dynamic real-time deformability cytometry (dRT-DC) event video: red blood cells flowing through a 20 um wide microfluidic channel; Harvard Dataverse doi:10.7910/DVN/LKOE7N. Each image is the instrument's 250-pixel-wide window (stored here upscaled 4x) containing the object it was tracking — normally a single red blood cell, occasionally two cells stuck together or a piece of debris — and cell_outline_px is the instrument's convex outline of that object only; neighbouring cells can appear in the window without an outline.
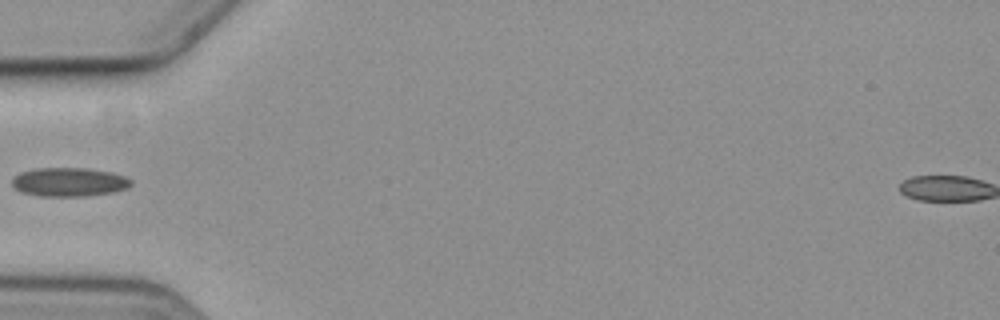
{"species": "common noctule bat (a hibernating species)", "species_latin": "Nyctalus noctula", "temperature_condition": "cold", "stored_images_in_passage": 5, "camera_frame_rate_fps": 3000, "um_per_image_px": 0.085, "animal": {"sex": "female", "body_mass_g": 19.3, "forearm_length_mm": 54.1}, "frame": {"image": 1, "passage_image": 5, "time_ms": 6.0, "image_size_px": [1000, 320], "cell_outline_px": [[132, 184], [128, 188], [112, 192], [88, 196], [40, 196], [20, 192], [12, 184], [12, 180], [20, 172], [36, 168], [84, 168], [108, 172], [124, 176], [132, 180]], "centroid_in_image_um": [5.87, 15.48], "position_along_channel_um": 79.1, "area_um2": 19.88}}